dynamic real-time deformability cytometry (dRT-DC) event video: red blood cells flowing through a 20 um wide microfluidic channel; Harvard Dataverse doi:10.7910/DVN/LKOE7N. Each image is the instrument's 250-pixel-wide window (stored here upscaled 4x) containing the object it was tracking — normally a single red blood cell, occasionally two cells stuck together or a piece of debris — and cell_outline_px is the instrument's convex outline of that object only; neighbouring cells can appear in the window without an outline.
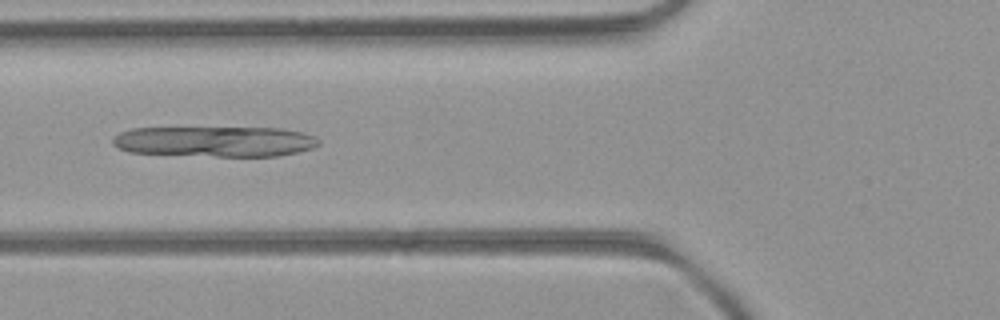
{"species": "common noctule bat (a hibernating species)", "species_latin": "Nyctalus noctula", "temperature_condition": "room temperature", "stored_images_in_passage": 47, "camera_frame_rate_fps": 3000, "um_per_image_px": 0.085, "animal": {"sex": "female", "body_mass_g": 21.9}, "frame": {"image": 1, "passage_image": 18, "time_ms": 5.667, "image_size_px": [1000, 320], "cell_outline_px": [[320, 144], [312, 148], [280, 156], [216, 156], [128, 152], [112, 144], [112, 140], [120, 132], [132, 128], [280, 128], [304, 132], [316, 136], [320, 140]], "centroid_in_image_um": [18.32, 12.02], "position_along_channel_um": 107.5, "area_um2": 36.59}}
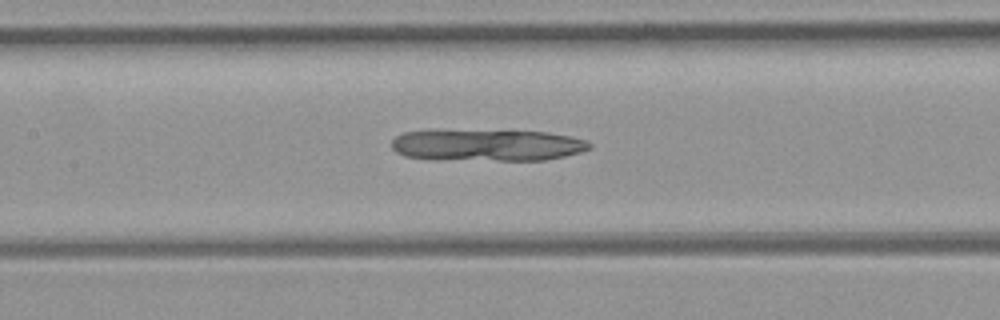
{"frame": {"image": 2, "passage_image": 22, "time_ms": 7.0, "image_size_px": [1000, 320], "cell_outline_px": [[592, 148], [580, 152], [564, 156], [544, 160], [428, 160], [404, 156], [396, 152], [392, 148], [392, 140], [396, 136], [404, 132], [548, 132], [572, 136], [588, 140], [592, 144]], "centroid_in_image_um": [41.45, 12.38], "position_along_channel_um": 165.9, "area_um2": 36.01}}